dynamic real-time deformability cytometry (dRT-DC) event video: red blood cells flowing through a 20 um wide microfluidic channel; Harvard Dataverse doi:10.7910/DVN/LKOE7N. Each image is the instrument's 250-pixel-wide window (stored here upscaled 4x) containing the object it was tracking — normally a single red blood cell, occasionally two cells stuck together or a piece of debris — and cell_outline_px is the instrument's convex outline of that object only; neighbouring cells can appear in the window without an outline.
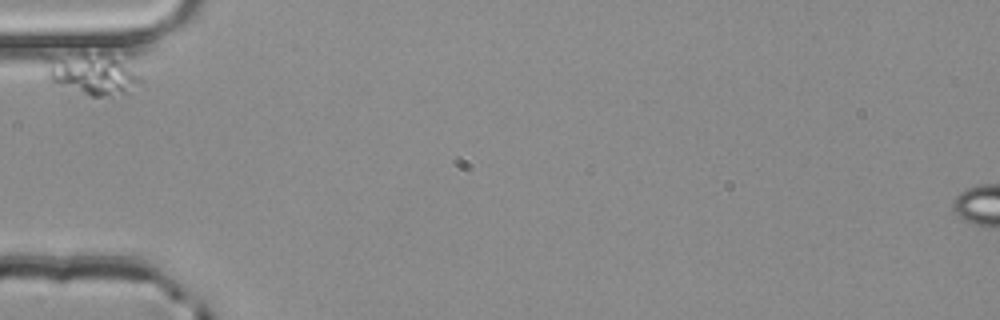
{"species": "common noctule bat (a hibernating species)", "species_latin": "Nyctalus noctula", "temperature_condition": "room temperature", "stored_images_in_passage": 4, "camera_frame_rate_fps": 3000, "um_per_image_px": 0.085, "animal": {"sex": "male", "body_mass_g": 20.4}, "frame": {"image": 1, "passage_image": 1, "time_ms": 0.0, "image_size_px": [1000, 320], "cell_outline_px": [[140, 80], [128, 96], [92, 96], [52, 80], [48, 76], [44, 60], [44, 56], [84, 56], [116, 60], [124, 64]], "centroid_in_image_um": [7.81, 6.38], "position_along_channel_um": 77.2, "area_um2": 20.75}}
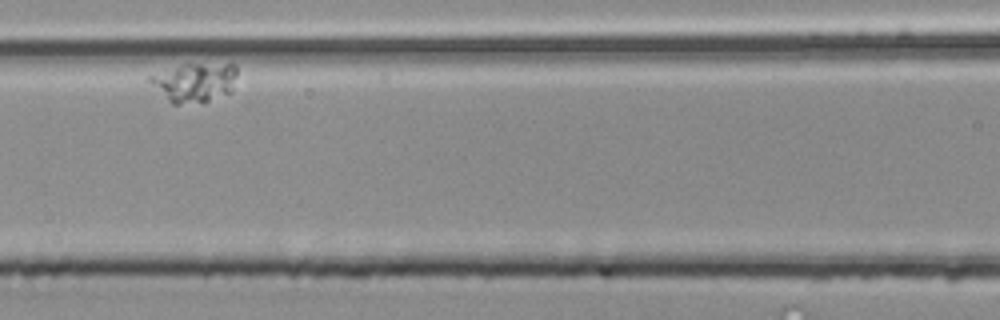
{"frame": {"image": 2, "passage_image": 3, "time_ms": 0.667, "image_size_px": [1000, 320], "cell_outline_px": [[236, 76], [232, 92], [208, 100], [180, 104], [172, 104], [144, 80], [148, 76], [184, 64], [236, 64]], "centroid_in_image_um": [16.49, 7.0], "position_along_channel_um": 150.1, "area_um2": 19.83}}
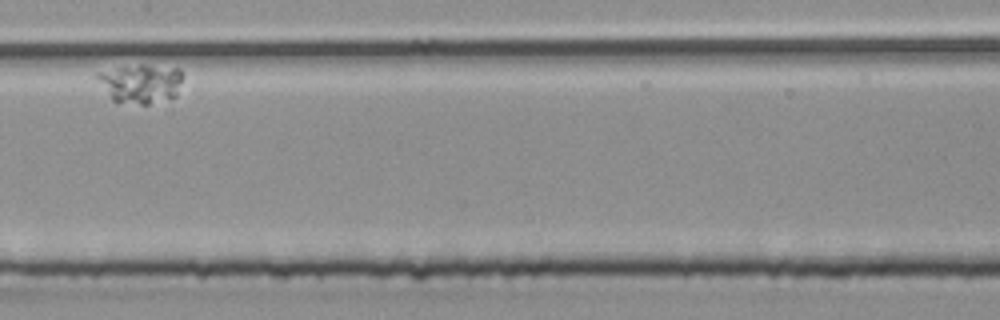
{"frame": {"image": 3, "passage_image": 4, "time_ms": 1.0, "image_size_px": [1000, 320], "cell_outline_px": [[180, 80], [176, 96], [148, 104], [116, 104], [112, 100], [96, 76], [96, 72], [140, 64], [180, 68]], "centroid_in_image_um": [11.93, 7.11], "position_along_channel_um": 195.5, "area_um2": 19.25}}